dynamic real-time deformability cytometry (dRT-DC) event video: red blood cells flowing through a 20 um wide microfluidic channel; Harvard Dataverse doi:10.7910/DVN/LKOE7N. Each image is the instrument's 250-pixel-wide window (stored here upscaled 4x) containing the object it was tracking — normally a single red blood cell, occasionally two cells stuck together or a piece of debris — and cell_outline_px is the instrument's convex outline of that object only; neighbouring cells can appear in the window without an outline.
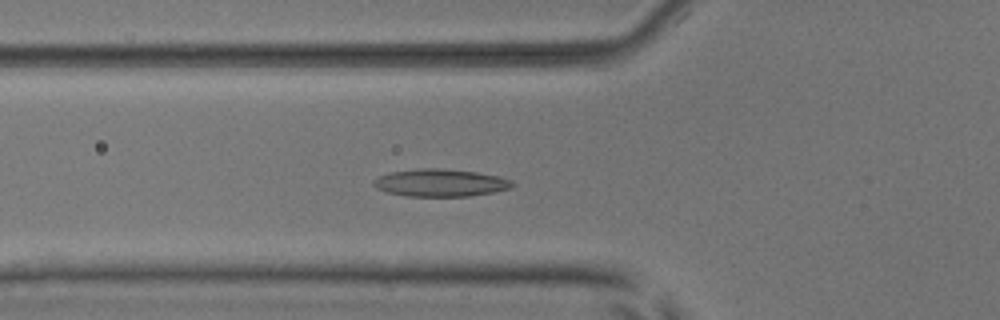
{"species": "common noctule bat (a hibernating species)", "species_latin": "Nyctalus noctula", "temperature_condition": "room temperature", "stored_images_in_passage": 53, "camera_frame_rate_fps": 3000, "um_per_image_px": 0.085, "animal": {"sex": "male", "body_mass_g": 17.9, "forearm_length_mm": 54.2}, "frame": {"image": 1, "passage_image": 19, "time_ms": 6.0, "image_size_px": [1000, 320], "cell_outline_px": [[516, 184], [512, 188], [492, 192], [468, 196], [404, 196], [388, 192], [376, 188], [372, 184], [372, 180], [380, 176], [392, 172], [420, 168], [440, 168], [476, 172], [500, 176], [512, 180]], "centroid_in_image_um": [37.46, 15.53], "position_along_channel_um": 88.3, "area_um2": 22.25}}
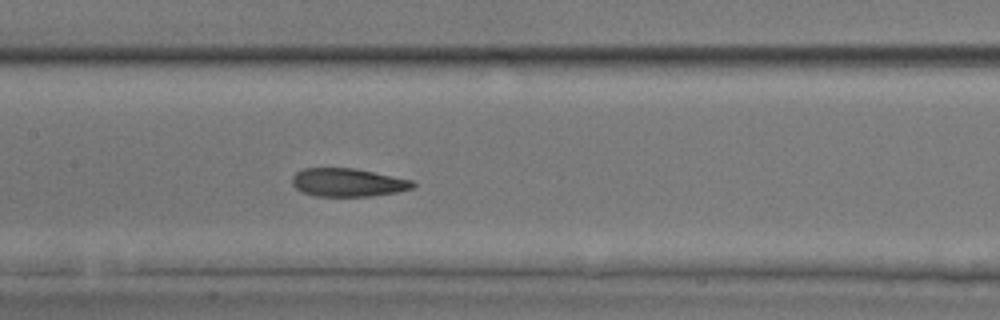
{"frame": {"image": 2, "passage_image": 26, "time_ms": 8.333, "image_size_px": [1000, 320], "cell_outline_px": [[416, 184], [412, 188], [396, 192], [372, 196], [316, 196], [304, 192], [296, 188], [292, 184], [292, 176], [296, 172], [304, 168], [356, 168], [412, 180]], "centroid_in_image_um": [29.56, 15.5], "position_along_channel_um": 177.8, "area_um2": 19.83}}
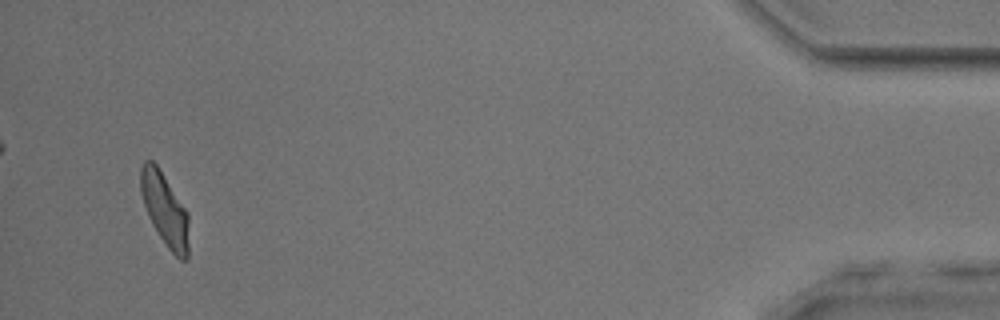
{"frame": {"image": 3, "passage_image": 51, "time_ms": 16.667, "image_size_px": [1000, 320], "cell_outline_px": [[188, 260], [180, 260], [168, 248], [152, 224], [144, 204], [140, 192], [140, 168], [144, 160], [152, 160], [156, 164], [188, 212]], "centroid_in_image_um": [14.0, 17.8], "position_along_channel_um": 421.2, "area_um2": 20.29}, "authors_computed_cell_mechanics": {"area_um2": 20.9236, "velocity_mm_per_s": 3.8302, "shape_relaxation_time_tau1_ms": 4.0067, "shape_relaxation_time_tau2_ms": 1.7305, "deformation_change_tau1": 0.1556, "deformation_change_tau2": 0.096}}